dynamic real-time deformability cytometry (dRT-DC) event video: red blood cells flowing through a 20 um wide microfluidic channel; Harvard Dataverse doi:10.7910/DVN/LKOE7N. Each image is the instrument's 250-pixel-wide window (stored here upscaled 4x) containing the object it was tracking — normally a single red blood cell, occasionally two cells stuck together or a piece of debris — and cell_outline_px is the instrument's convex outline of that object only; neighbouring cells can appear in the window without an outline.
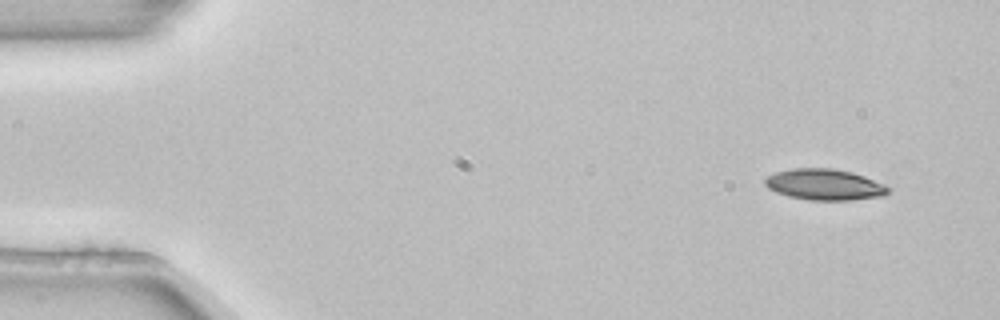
{"species": "common noctule bat (a hibernating species)", "species_latin": "Nyctalus noctula", "temperature_condition": "room temperature", "stored_images_in_passage": 4, "camera_frame_rate_fps": 3000, "um_per_image_px": 0.085, "animal": {"sex": "female", "body_mass_g": 22.7, "forearm_length_mm": 54.2}, "frame": {"image": 1, "passage_image": 1, "time_ms": 0.0, "image_size_px": [1000, 320], "cell_outline_px": [[892, 188], [884, 196], [852, 200], [812, 200], [788, 196], [776, 192], [768, 188], [764, 184], [764, 180], [768, 176], [776, 172], [792, 168], [832, 168], [852, 172], [864, 176], [884, 184]], "centroid_in_image_um": [70.1, 15.69], "position_along_channel_um": 14.9, "area_um2": 22.37}}
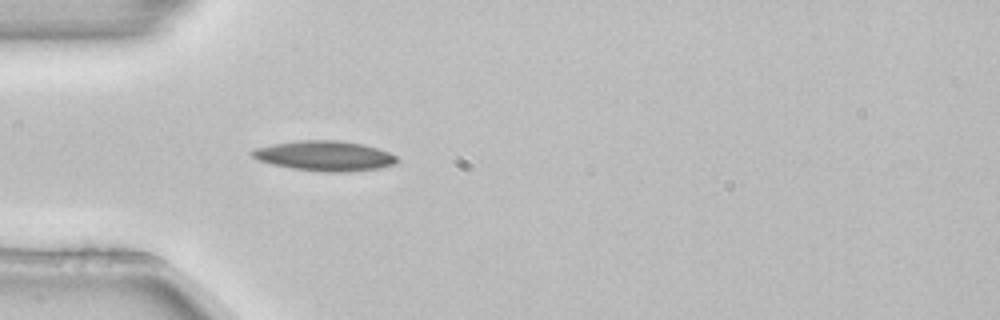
{"frame": {"image": 2, "passage_image": 4, "time_ms": 1.0, "image_size_px": [1000, 320], "cell_outline_px": [[400, 160], [396, 164], [376, 168], [344, 172], [328, 172], [292, 168], [272, 164], [260, 160], [252, 156], [248, 152], [256, 148], [272, 144], [300, 140], [340, 140], [364, 144], [388, 152], [396, 156]], "centroid_in_image_um": [27.6, 13.24], "position_along_channel_um": 57.4, "area_um2": 25.2}}